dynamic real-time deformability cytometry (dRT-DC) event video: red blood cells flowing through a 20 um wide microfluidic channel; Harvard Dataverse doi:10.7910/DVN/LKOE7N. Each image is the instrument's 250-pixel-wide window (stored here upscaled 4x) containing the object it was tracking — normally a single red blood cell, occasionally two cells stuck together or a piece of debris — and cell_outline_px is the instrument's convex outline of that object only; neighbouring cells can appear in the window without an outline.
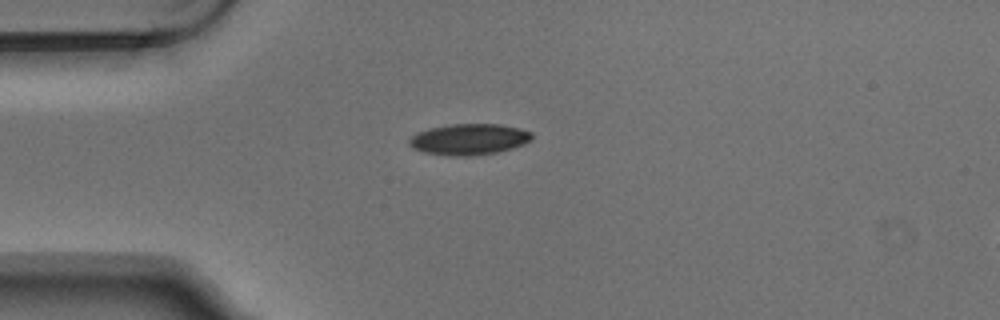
{"species": "Egyptian fruit bat (a non-hibernating species)", "species_latin": "Rousettus aegyptiacus", "temperature_condition": "warm", "stored_images_in_passage": 3, "camera_frame_rate_fps": 3000, "um_per_image_px": 0.085, "animal": {"sex": "male"}, "frame": {"image": 1, "passage_image": 1, "time_ms": 0.0, "image_size_px": [1000, 320], "cell_outline_px": [[532, 140], [524, 144], [512, 148], [496, 152], [472, 156], [448, 156], [424, 152], [412, 148], [408, 144], [408, 140], [416, 132], [432, 128], [452, 124], [500, 124], [520, 128], [532, 132]], "centroid_in_image_um": [39.87, 11.84], "position_along_channel_um": 45.1, "area_um2": 22.31}}
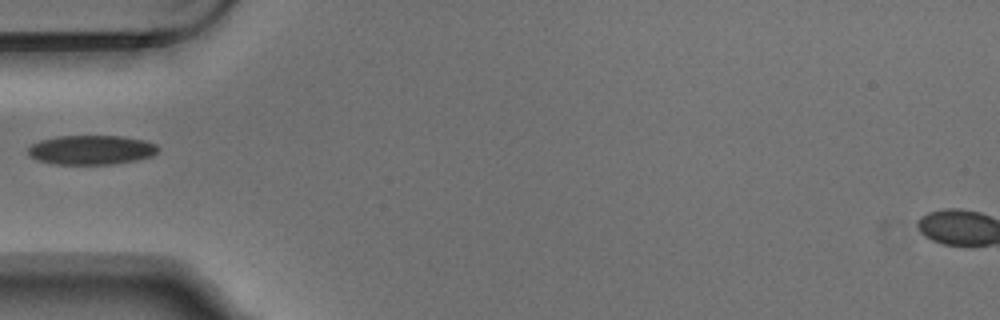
{"frame": {"image": 2, "passage_image": 2, "time_ms": 0.333, "image_size_px": [1000, 320], "cell_outline_px": [[160, 148], [152, 156], [136, 160], [112, 164], [52, 164], [28, 156], [28, 148], [32, 144], [40, 140], [60, 136], [120, 136], [144, 140], [156, 144]], "centroid_in_image_um": [7.76, 12.74], "position_along_channel_um": 77.2, "area_um2": 22.2}}
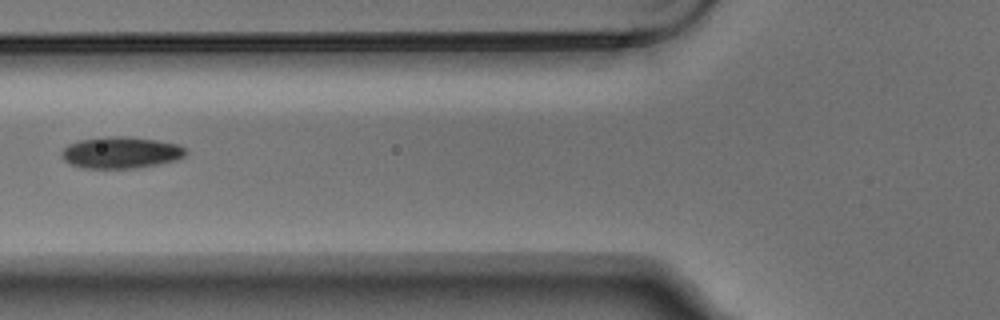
{"frame": {"image": 3, "passage_image": 3, "time_ms": 0.667, "image_size_px": [1000, 320], "cell_outline_px": [[188, 152], [184, 156], [176, 160], [160, 164], [136, 168], [84, 168], [68, 164], [64, 160], [60, 152], [68, 144], [80, 140], [104, 136], [124, 136], [156, 140], [176, 144], [184, 148]], "centroid_in_image_um": [10.25, 12.97], "position_along_channel_um": 115.6, "area_um2": 22.95}}